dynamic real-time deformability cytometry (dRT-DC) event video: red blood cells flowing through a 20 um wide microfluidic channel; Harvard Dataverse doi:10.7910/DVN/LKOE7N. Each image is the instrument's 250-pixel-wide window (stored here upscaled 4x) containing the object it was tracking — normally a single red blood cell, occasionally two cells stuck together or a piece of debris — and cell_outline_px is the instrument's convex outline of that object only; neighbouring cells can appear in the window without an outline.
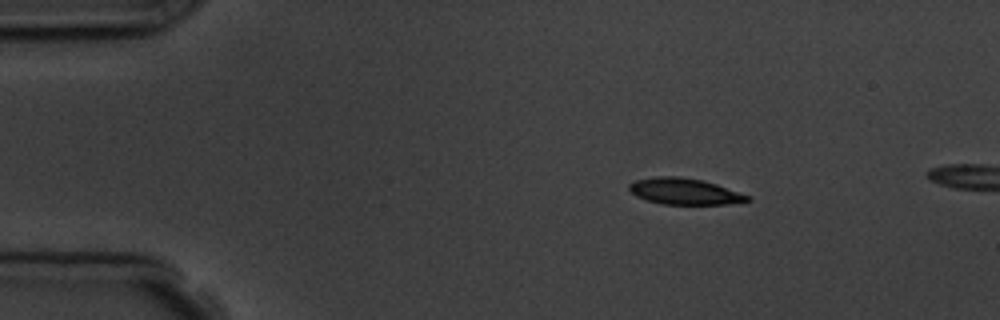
{"species": "common noctule bat (a hibernating species)", "species_latin": "Nyctalus noctula", "temperature_condition": "room temperature", "stored_images_in_passage": 2, "camera_frame_rate_fps": 3000, "um_per_image_px": 0.085, "animal": {"sex": "male", "body_mass_g": 19.5, "forearm_length_mm": 54.6}, "frame": {"image": 1, "passage_image": 1, "time_ms": 0.0, "image_size_px": [1000, 320], "cell_outline_px": [[752, 200], [724, 204], [660, 204], [636, 196], [628, 188], [628, 184], [636, 180], [656, 176], [680, 176], [700, 180], [716, 184], [752, 196]], "centroid_in_image_um": [58.19, 16.26], "position_along_channel_um": 26.8, "area_um2": 18.03}}